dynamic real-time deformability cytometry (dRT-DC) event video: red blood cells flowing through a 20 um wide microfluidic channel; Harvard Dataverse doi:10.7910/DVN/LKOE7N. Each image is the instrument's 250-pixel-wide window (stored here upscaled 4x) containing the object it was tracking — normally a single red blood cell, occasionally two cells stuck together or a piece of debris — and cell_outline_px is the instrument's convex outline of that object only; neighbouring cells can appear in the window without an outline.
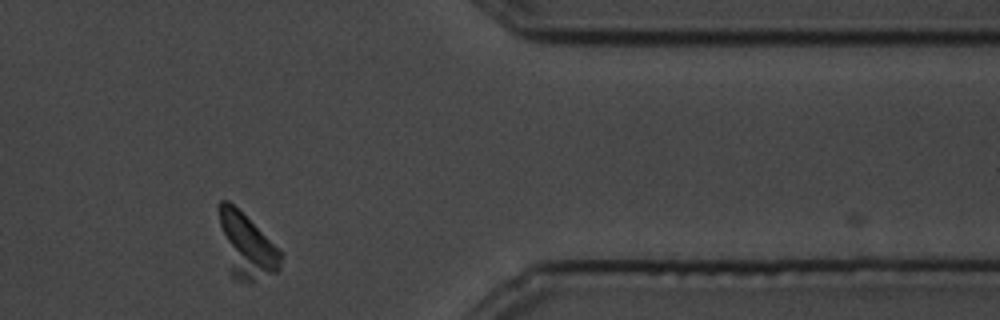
{"species": "common noctule bat (a hibernating species)", "species_latin": "Nyctalus noctula", "temperature_condition": "cold", "stored_images_in_passage": 20, "segment_of_instrument_passage": [1, 2], "camera_frame_rate_fps": 3000, "um_per_image_px": 0.085, "animal": {"sex": "male", "body_mass_g": 19.5, "forearm_length_mm": 54.6}, "frame": {"image": 1, "passage_image": 15, "time_ms": 4.667, "image_size_px": [1000, 320], "cell_outline_px": [[284, 252], [280, 268], [276, 272], [248, 284], [244, 284], [236, 280], [232, 276], [220, 224], [220, 200], [228, 200]], "centroid_in_image_um": [21.03, 20.96], "position_along_channel_um": 390.4, "area_um2": 22.77}}